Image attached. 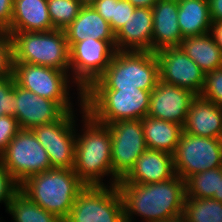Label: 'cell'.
I'll list each match as a JSON object with an SVG mask.
<instances>
[{
  "mask_svg": "<svg viewBox=\"0 0 222 222\" xmlns=\"http://www.w3.org/2000/svg\"><path fill=\"white\" fill-rule=\"evenodd\" d=\"M222 167L210 169L201 173L188 176L185 182L186 197L213 198L218 193L219 172Z\"/></svg>",
  "mask_w": 222,
  "mask_h": 222,
  "instance_id": "28",
  "label": "cell"
},
{
  "mask_svg": "<svg viewBox=\"0 0 222 222\" xmlns=\"http://www.w3.org/2000/svg\"><path fill=\"white\" fill-rule=\"evenodd\" d=\"M0 162L18 185L52 169L47 152L30 129L18 132L0 155Z\"/></svg>",
  "mask_w": 222,
  "mask_h": 222,
  "instance_id": "8",
  "label": "cell"
},
{
  "mask_svg": "<svg viewBox=\"0 0 222 222\" xmlns=\"http://www.w3.org/2000/svg\"><path fill=\"white\" fill-rule=\"evenodd\" d=\"M18 190L19 185L0 162V203H5L6 208H8L13 195Z\"/></svg>",
  "mask_w": 222,
  "mask_h": 222,
  "instance_id": "35",
  "label": "cell"
},
{
  "mask_svg": "<svg viewBox=\"0 0 222 222\" xmlns=\"http://www.w3.org/2000/svg\"><path fill=\"white\" fill-rule=\"evenodd\" d=\"M83 6H91L96 0H79Z\"/></svg>",
  "mask_w": 222,
  "mask_h": 222,
  "instance_id": "42",
  "label": "cell"
},
{
  "mask_svg": "<svg viewBox=\"0 0 222 222\" xmlns=\"http://www.w3.org/2000/svg\"><path fill=\"white\" fill-rule=\"evenodd\" d=\"M174 171L181 179L222 167V139L182 132L173 155Z\"/></svg>",
  "mask_w": 222,
  "mask_h": 222,
  "instance_id": "10",
  "label": "cell"
},
{
  "mask_svg": "<svg viewBox=\"0 0 222 222\" xmlns=\"http://www.w3.org/2000/svg\"><path fill=\"white\" fill-rule=\"evenodd\" d=\"M52 26L64 30L79 15L83 5L79 0H47Z\"/></svg>",
  "mask_w": 222,
  "mask_h": 222,
  "instance_id": "30",
  "label": "cell"
},
{
  "mask_svg": "<svg viewBox=\"0 0 222 222\" xmlns=\"http://www.w3.org/2000/svg\"><path fill=\"white\" fill-rule=\"evenodd\" d=\"M161 222H188L186 217L182 214L180 216L174 217V218H170Z\"/></svg>",
  "mask_w": 222,
  "mask_h": 222,
  "instance_id": "41",
  "label": "cell"
},
{
  "mask_svg": "<svg viewBox=\"0 0 222 222\" xmlns=\"http://www.w3.org/2000/svg\"><path fill=\"white\" fill-rule=\"evenodd\" d=\"M151 91L135 89H86L83 104L97 122L141 120L148 115Z\"/></svg>",
  "mask_w": 222,
  "mask_h": 222,
  "instance_id": "5",
  "label": "cell"
},
{
  "mask_svg": "<svg viewBox=\"0 0 222 222\" xmlns=\"http://www.w3.org/2000/svg\"><path fill=\"white\" fill-rule=\"evenodd\" d=\"M91 6L110 23L114 33L125 25L135 10L128 0H96Z\"/></svg>",
  "mask_w": 222,
  "mask_h": 222,
  "instance_id": "29",
  "label": "cell"
},
{
  "mask_svg": "<svg viewBox=\"0 0 222 222\" xmlns=\"http://www.w3.org/2000/svg\"><path fill=\"white\" fill-rule=\"evenodd\" d=\"M47 0H13L12 20L7 32L52 31Z\"/></svg>",
  "mask_w": 222,
  "mask_h": 222,
  "instance_id": "22",
  "label": "cell"
},
{
  "mask_svg": "<svg viewBox=\"0 0 222 222\" xmlns=\"http://www.w3.org/2000/svg\"><path fill=\"white\" fill-rule=\"evenodd\" d=\"M16 114L21 129H32L38 125L59 120L67 111L56 101L37 96L14 83Z\"/></svg>",
  "mask_w": 222,
  "mask_h": 222,
  "instance_id": "16",
  "label": "cell"
},
{
  "mask_svg": "<svg viewBox=\"0 0 222 222\" xmlns=\"http://www.w3.org/2000/svg\"><path fill=\"white\" fill-rule=\"evenodd\" d=\"M212 22L222 21V0H208Z\"/></svg>",
  "mask_w": 222,
  "mask_h": 222,
  "instance_id": "37",
  "label": "cell"
},
{
  "mask_svg": "<svg viewBox=\"0 0 222 222\" xmlns=\"http://www.w3.org/2000/svg\"><path fill=\"white\" fill-rule=\"evenodd\" d=\"M159 80V64L152 51H116L104 73L87 89L152 91Z\"/></svg>",
  "mask_w": 222,
  "mask_h": 222,
  "instance_id": "4",
  "label": "cell"
},
{
  "mask_svg": "<svg viewBox=\"0 0 222 222\" xmlns=\"http://www.w3.org/2000/svg\"><path fill=\"white\" fill-rule=\"evenodd\" d=\"M84 118L82 135L76 133L75 163L73 171L86 186H105L101 178L112 175L111 186L119 180L113 176L111 149L112 141L109 127L95 121L85 110L80 99Z\"/></svg>",
  "mask_w": 222,
  "mask_h": 222,
  "instance_id": "2",
  "label": "cell"
},
{
  "mask_svg": "<svg viewBox=\"0 0 222 222\" xmlns=\"http://www.w3.org/2000/svg\"><path fill=\"white\" fill-rule=\"evenodd\" d=\"M74 126V114L70 111L57 121L31 129L47 152L51 168L73 169L76 145Z\"/></svg>",
  "mask_w": 222,
  "mask_h": 222,
  "instance_id": "12",
  "label": "cell"
},
{
  "mask_svg": "<svg viewBox=\"0 0 222 222\" xmlns=\"http://www.w3.org/2000/svg\"><path fill=\"white\" fill-rule=\"evenodd\" d=\"M210 34L217 46L222 50V21H214L211 24Z\"/></svg>",
  "mask_w": 222,
  "mask_h": 222,
  "instance_id": "38",
  "label": "cell"
},
{
  "mask_svg": "<svg viewBox=\"0 0 222 222\" xmlns=\"http://www.w3.org/2000/svg\"><path fill=\"white\" fill-rule=\"evenodd\" d=\"M85 186L63 222H125L120 191L115 186Z\"/></svg>",
  "mask_w": 222,
  "mask_h": 222,
  "instance_id": "7",
  "label": "cell"
},
{
  "mask_svg": "<svg viewBox=\"0 0 222 222\" xmlns=\"http://www.w3.org/2000/svg\"><path fill=\"white\" fill-rule=\"evenodd\" d=\"M85 186L73 169L52 168L26 179L19 185V190L64 221Z\"/></svg>",
  "mask_w": 222,
  "mask_h": 222,
  "instance_id": "3",
  "label": "cell"
},
{
  "mask_svg": "<svg viewBox=\"0 0 222 222\" xmlns=\"http://www.w3.org/2000/svg\"><path fill=\"white\" fill-rule=\"evenodd\" d=\"M195 97L190 90L159 79L150 94L148 116L183 126Z\"/></svg>",
  "mask_w": 222,
  "mask_h": 222,
  "instance_id": "15",
  "label": "cell"
},
{
  "mask_svg": "<svg viewBox=\"0 0 222 222\" xmlns=\"http://www.w3.org/2000/svg\"><path fill=\"white\" fill-rule=\"evenodd\" d=\"M183 215L188 222H222V202L185 197Z\"/></svg>",
  "mask_w": 222,
  "mask_h": 222,
  "instance_id": "27",
  "label": "cell"
},
{
  "mask_svg": "<svg viewBox=\"0 0 222 222\" xmlns=\"http://www.w3.org/2000/svg\"><path fill=\"white\" fill-rule=\"evenodd\" d=\"M13 70L12 40L7 31L0 30V79L11 76Z\"/></svg>",
  "mask_w": 222,
  "mask_h": 222,
  "instance_id": "33",
  "label": "cell"
},
{
  "mask_svg": "<svg viewBox=\"0 0 222 222\" xmlns=\"http://www.w3.org/2000/svg\"><path fill=\"white\" fill-rule=\"evenodd\" d=\"M13 0H0V30L6 31L12 20Z\"/></svg>",
  "mask_w": 222,
  "mask_h": 222,
  "instance_id": "36",
  "label": "cell"
},
{
  "mask_svg": "<svg viewBox=\"0 0 222 222\" xmlns=\"http://www.w3.org/2000/svg\"><path fill=\"white\" fill-rule=\"evenodd\" d=\"M15 79L13 75L0 79V117L16 114V96L14 95Z\"/></svg>",
  "mask_w": 222,
  "mask_h": 222,
  "instance_id": "32",
  "label": "cell"
},
{
  "mask_svg": "<svg viewBox=\"0 0 222 222\" xmlns=\"http://www.w3.org/2000/svg\"><path fill=\"white\" fill-rule=\"evenodd\" d=\"M20 130V125L15 117L8 115L0 117V155Z\"/></svg>",
  "mask_w": 222,
  "mask_h": 222,
  "instance_id": "34",
  "label": "cell"
},
{
  "mask_svg": "<svg viewBox=\"0 0 222 222\" xmlns=\"http://www.w3.org/2000/svg\"><path fill=\"white\" fill-rule=\"evenodd\" d=\"M68 47L85 39L105 40L116 47L115 33L110 23L103 19L92 6H83L79 15L65 29Z\"/></svg>",
  "mask_w": 222,
  "mask_h": 222,
  "instance_id": "21",
  "label": "cell"
},
{
  "mask_svg": "<svg viewBox=\"0 0 222 222\" xmlns=\"http://www.w3.org/2000/svg\"><path fill=\"white\" fill-rule=\"evenodd\" d=\"M7 33L12 40L13 63L69 71V47L64 30Z\"/></svg>",
  "mask_w": 222,
  "mask_h": 222,
  "instance_id": "6",
  "label": "cell"
},
{
  "mask_svg": "<svg viewBox=\"0 0 222 222\" xmlns=\"http://www.w3.org/2000/svg\"><path fill=\"white\" fill-rule=\"evenodd\" d=\"M116 49L105 40L85 39L69 48V63L73 83L79 87L81 99L83 92L97 80L109 66Z\"/></svg>",
  "mask_w": 222,
  "mask_h": 222,
  "instance_id": "11",
  "label": "cell"
},
{
  "mask_svg": "<svg viewBox=\"0 0 222 222\" xmlns=\"http://www.w3.org/2000/svg\"><path fill=\"white\" fill-rule=\"evenodd\" d=\"M125 222L138 214L146 222H161L183 214L185 182L178 174L168 180L149 183H118Z\"/></svg>",
  "mask_w": 222,
  "mask_h": 222,
  "instance_id": "1",
  "label": "cell"
},
{
  "mask_svg": "<svg viewBox=\"0 0 222 222\" xmlns=\"http://www.w3.org/2000/svg\"><path fill=\"white\" fill-rule=\"evenodd\" d=\"M14 222H63L57 215L47 212L18 190L6 209Z\"/></svg>",
  "mask_w": 222,
  "mask_h": 222,
  "instance_id": "26",
  "label": "cell"
},
{
  "mask_svg": "<svg viewBox=\"0 0 222 222\" xmlns=\"http://www.w3.org/2000/svg\"><path fill=\"white\" fill-rule=\"evenodd\" d=\"M182 128L184 133L222 139V107L196 95Z\"/></svg>",
  "mask_w": 222,
  "mask_h": 222,
  "instance_id": "20",
  "label": "cell"
},
{
  "mask_svg": "<svg viewBox=\"0 0 222 222\" xmlns=\"http://www.w3.org/2000/svg\"><path fill=\"white\" fill-rule=\"evenodd\" d=\"M179 47L205 73L222 67V50L210 33L185 37Z\"/></svg>",
  "mask_w": 222,
  "mask_h": 222,
  "instance_id": "25",
  "label": "cell"
},
{
  "mask_svg": "<svg viewBox=\"0 0 222 222\" xmlns=\"http://www.w3.org/2000/svg\"><path fill=\"white\" fill-rule=\"evenodd\" d=\"M152 52L179 47L182 39L178 25V0H159L152 8Z\"/></svg>",
  "mask_w": 222,
  "mask_h": 222,
  "instance_id": "18",
  "label": "cell"
},
{
  "mask_svg": "<svg viewBox=\"0 0 222 222\" xmlns=\"http://www.w3.org/2000/svg\"><path fill=\"white\" fill-rule=\"evenodd\" d=\"M111 134L112 172L122 180L147 149L141 120H121L107 125Z\"/></svg>",
  "mask_w": 222,
  "mask_h": 222,
  "instance_id": "13",
  "label": "cell"
},
{
  "mask_svg": "<svg viewBox=\"0 0 222 222\" xmlns=\"http://www.w3.org/2000/svg\"><path fill=\"white\" fill-rule=\"evenodd\" d=\"M67 73L55 68L27 63H13L12 70L18 86L32 91L37 96L56 101L70 112L73 111L68 90L71 78Z\"/></svg>",
  "mask_w": 222,
  "mask_h": 222,
  "instance_id": "9",
  "label": "cell"
},
{
  "mask_svg": "<svg viewBox=\"0 0 222 222\" xmlns=\"http://www.w3.org/2000/svg\"><path fill=\"white\" fill-rule=\"evenodd\" d=\"M159 64V79L165 83L188 89L200 95L205 72L180 47L164 48L155 52Z\"/></svg>",
  "mask_w": 222,
  "mask_h": 222,
  "instance_id": "14",
  "label": "cell"
},
{
  "mask_svg": "<svg viewBox=\"0 0 222 222\" xmlns=\"http://www.w3.org/2000/svg\"><path fill=\"white\" fill-rule=\"evenodd\" d=\"M135 8H152L159 0H128Z\"/></svg>",
  "mask_w": 222,
  "mask_h": 222,
  "instance_id": "39",
  "label": "cell"
},
{
  "mask_svg": "<svg viewBox=\"0 0 222 222\" xmlns=\"http://www.w3.org/2000/svg\"><path fill=\"white\" fill-rule=\"evenodd\" d=\"M142 121L145 143L148 149L174 155L183 132L180 124L145 116Z\"/></svg>",
  "mask_w": 222,
  "mask_h": 222,
  "instance_id": "23",
  "label": "cell"
},
{
  "mask_svg": "<svg viewBox=\"0 0 222 222\" xmlns=\"http://www.w3.org/2000/svg\"><path fill=\"white\" fill-rule=\"evenodd\" d=\"M213 199L222 202V170L219 172L218 193H215Z\"/></svg>",
  "mask_w": 222,
  "mask_h": 222,
  "instance_id": "40",
  "label": "cell"
},
{
  "mask_svg": "<svg viewBox=\"0 0 222 222\" xmlns=\"http://www.w3.org/2000/svg\"><path fill=\"white\" fill-rule=\"evenodd\" d=\"M211 24L208 0H178V25L184 38L210 33Z\"/></svg>",
  "mask_w": 222,
  "mask_h": 222,
  "instance_id": "24",
  "label": "cell"
},
{
  "mask_svg": "<svg viewBox=\"0 0 222 222\" xmlns=\"http://www.w3.org/2000/svg\"><path fill=\"white\" fill-rule=\"evenodd\" d=\"M174 175L173 155L147 148L137 159L134 167L118 183H157Z\"/></svg>",
  "mask_w": 222,
  "mask_h": 222,
  "instance_id": "19",
  "label": "cell"
},
{
  "mask_svg": "<svg viewBox=\"0 0 222 222\" xmlns=\"http://www.w3.org/2000/svg\"><path fill=\"white\" fill-rule=\"evenodd\" d=\"M153 12L138 7L115 33L116 51H152Z\"/></svg>",
  "mask_w": 222,
  "mask_h": 222,
  "instance_id": "17",
  "label": "cell"
},
{
  "mask_svg": "<svg viewBox=\"0 0 222 222\" xmlns=\"http://www.w3.org/2000/svg\"><path fill=\"white\" fill-rule=\"evenodd\" d=\"M200 96L222 107V67L205 73L204 87Z\"/></svg>",
  "mask_w": 222,
  "mask_h": 222,
  "instance_id": "31",
  "label": "cell"
}]
</instances>
